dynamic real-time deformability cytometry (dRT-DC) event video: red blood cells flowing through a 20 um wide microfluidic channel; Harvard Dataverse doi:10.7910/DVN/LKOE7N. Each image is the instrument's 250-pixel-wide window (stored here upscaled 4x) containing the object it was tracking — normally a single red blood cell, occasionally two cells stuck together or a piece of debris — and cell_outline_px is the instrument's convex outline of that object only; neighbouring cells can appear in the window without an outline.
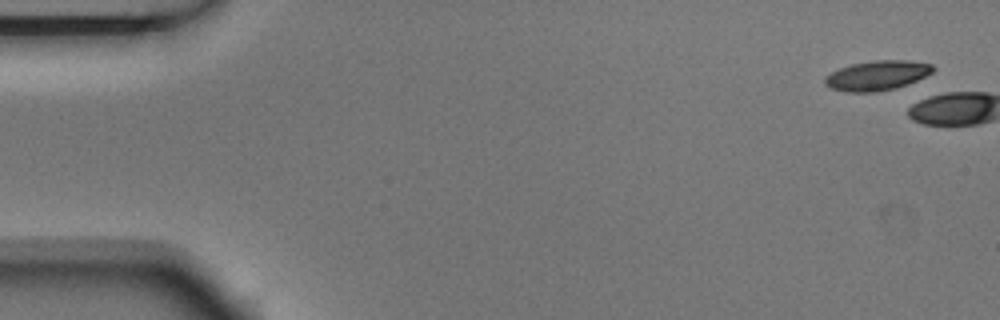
{"species": "Egyptian fruit bat (a non-hibernating species)", "species_latin": "Rousettus aegyptiacus", "temperature_condition": "room temperature", "stored_images_in_passage": 5, "camera_frame_rate_fps": 3000, "um_per_image_px": 0.085, "animal": {"sex": "male"}, "frame": {"image": 1, "passage_image": 1, "time_ms": 0.0, "image_size_px": [1000, 320], "cell_outline_px": [[936, 68], [932, 72], [908, 84], [896, 88], [876, 92], [848, 92], [832, 88], [824, 84], [824, 80], [832, 72], [840, 68], [852, 64], [872, 60], [908, 60], [932, 64]], "centroid_in_image_um": [74.58, 6.41], "position_along_channel_um": 10.4, "area_um2": 18.61}}